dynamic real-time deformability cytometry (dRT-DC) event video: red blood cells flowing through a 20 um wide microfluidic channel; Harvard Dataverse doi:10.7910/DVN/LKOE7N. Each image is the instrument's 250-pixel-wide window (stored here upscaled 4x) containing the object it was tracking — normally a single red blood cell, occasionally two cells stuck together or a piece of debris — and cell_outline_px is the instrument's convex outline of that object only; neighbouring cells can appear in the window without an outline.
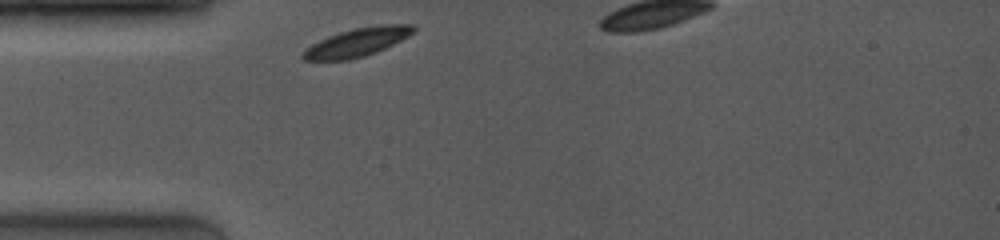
{"species": "common noctule bat (a hibernating species)", "species_latin": "Nyctalus noctula", "temperature_condition": "room temperature", "stored_images_in_passage": 32, "segment_of_instrument_passage": [1, 2], "camera_frame_rate_fps": 4000, "um_per_image_px": 0.085, "animal": {"sex": "female", "body_mass_g": 19.0, "forearm_length_mm": 53.3}, "frame": {"image": 1, "passage_image": 1, "time_ms": 0.0, "image_size_px": [1000, 240], "cell_outline_px": [[416, 28], [408, 36], [376, 52], [364, 56], [348, 60], [304, 60], [300, 56], [312, 44], [328, 36], [340, 32], [356, 28], [384, 24], [412, 24]], "centroid_in_image_um": [30.36, 3.59], "position_along_channel_um": 54.6, "area_um2": 17.92}}
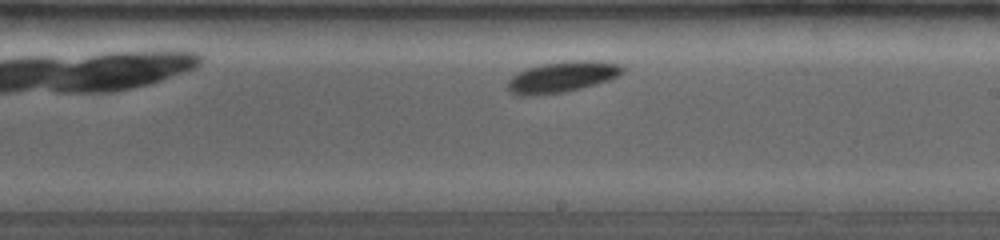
{"frame": {"image": 2, "passage_image": 15, "time_ms": 5.0, "image_size_px": [1000, 240], "cell_outline_px": [[624, 72], [608, 80], [596, 84], [564, 92], [532, 96], [516, 96], [508, 92], [508, 80], [512, 76], [528, 68], [540, 64], [568, 60], [596, 60], [620, 64], [624, 68]], "centroid_in_image_um": [47.75, 6.54], "position_along_channel_um": 241.2, "area_um2": 20.87}}
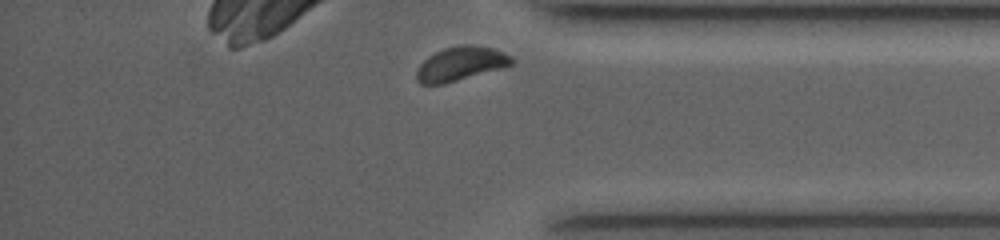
{"frame": {"image": 3, "passage_image": 28, "time_ms": 9.0, "image_size_px": [1000, 240], "cell_outline_px": [[516, 60], [512, 64], [504, 68], [444, 84], [420, 84], [416, 80], [416, 72], [420, 64], [428, 56], [444, 48], [460, 44], [472, 44], [492, 48], [504, 52], [512, 56]], "centroid_in_image_um": [39.19, 5.41], "position_along_channel_um": 396.0, "area_um2": 19.13}}